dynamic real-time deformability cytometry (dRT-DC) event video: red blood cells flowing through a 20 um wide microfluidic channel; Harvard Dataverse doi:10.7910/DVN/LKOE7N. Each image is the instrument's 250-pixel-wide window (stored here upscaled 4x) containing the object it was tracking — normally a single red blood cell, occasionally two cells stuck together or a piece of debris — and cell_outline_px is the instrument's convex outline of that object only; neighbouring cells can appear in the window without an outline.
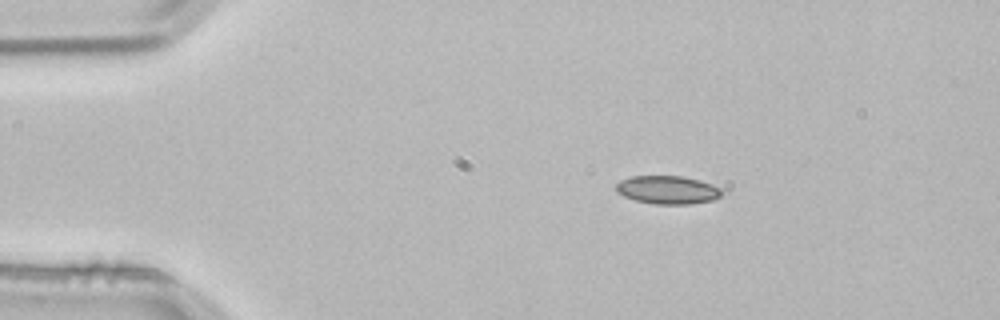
{"species": "common noctule bat (a hibernating species)", "species_latin": "Nyctalus noctula", "temperature_condition": "room temperature", "stored_images_in_passage": 2, "camera_frame_rate_fps": 3000, "um_per_image_px": 0.085, "animal": {"sex": "male", "body_mass_g": 21.5, "forearm_length_mm": 52.0}, "frame": {"image": 1, "passage_image": 1, "time_ms": 0.0, "image_size_px": [1000, 320], "cell_outline_px": [[724, 192], [720, 196], [712, 200], [688, 204], [656, 204], [636, 200], [624, 196], [616, 192], [616, 184], [620, 180], [628, 176], [684, 176], [700, 180], [712, 184], [720, 188]], "centroid_in_image_um": [56.74, 16.12], "position_along_channel_um": 28.3, "area_um2": 17.46}}